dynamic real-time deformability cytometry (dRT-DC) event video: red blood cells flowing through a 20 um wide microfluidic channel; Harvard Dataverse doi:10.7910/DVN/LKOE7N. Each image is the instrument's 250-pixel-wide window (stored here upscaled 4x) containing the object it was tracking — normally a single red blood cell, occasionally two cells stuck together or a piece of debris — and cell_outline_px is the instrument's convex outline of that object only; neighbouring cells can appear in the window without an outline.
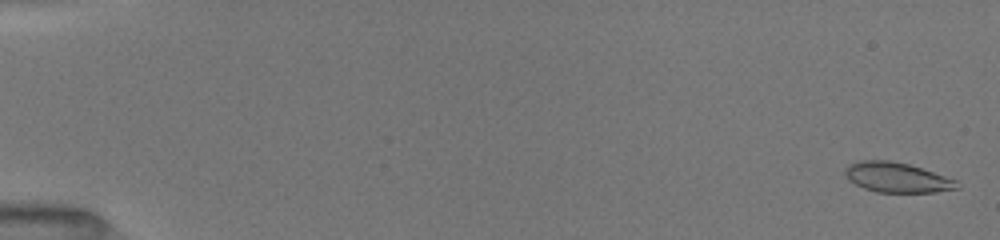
{"species": "common noctule bat (a hibernating species)", "species_latin": "Nyctalus noctula", "temperature_condition": "room temperature", "stored_images_in_passage": 42, "camera_frame_rate_fps": 3000, "um_per_image_px": 0.085, "animal": {"sex": "female", "body_mass_g": 19.5, "forearm_length_mm": 54.1}, "frame": {"image": 1, "passage_image": 3, "time_ms": 0.333, "image_size_px": [1000, 240], "cell_outline_px": [[960, 188], [936, 192], [876, 192], [864, 188], [848, 180], [844, 172], [844, 168], [848, 164], [860, 160], [888, 160], [908, 164], [956, 180]], "centroid_in_image_um": [76.19, 15.08], "position_along_channel_um": 8.8, "area_um2": 19.42}}
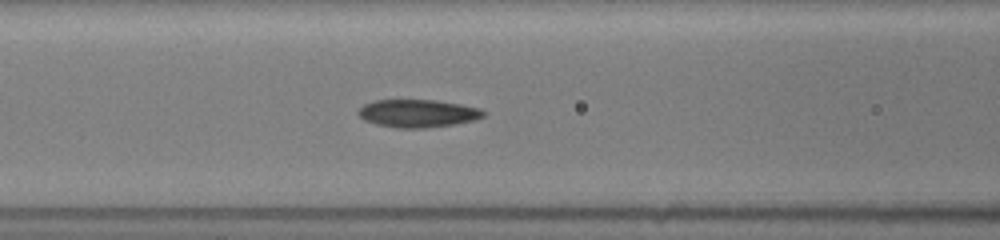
{"frame": {"image": 2, "passage_image": 29, "time_ms": 7.667, "image_size_px": [1000, 240], "cell_outline_px": [[488, 112], [484, 116], [476, 120], [456, 124], [424, 128], [396, 128], [376, 124], [364, 120], [356, 112], [364, 104], [376, 100], [436, 100], [460, 104], [480, 108]], "centroid_in_image_um": [35.55, 9.64], "position_along_channel_um": 131.1, "area_um2": 20.46}}
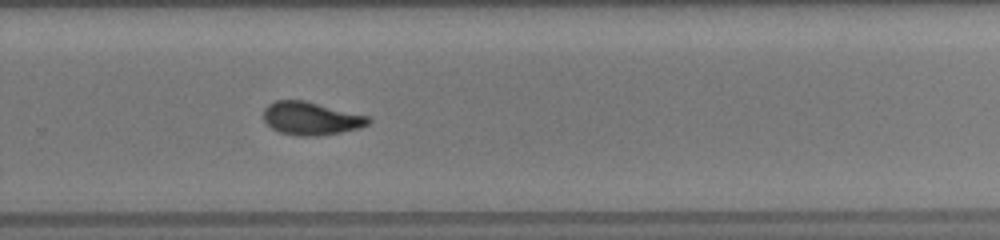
{"frame": {"image": 3, "passage_image": 42, "time_ms": 12.0, "image_size_px": [1000, 240], "cell_outline_px": [[372, 120], [368, 124], [360, 128], [340, 132], [316, 136], [300, 136], [280, 132], [272, 128], [264, 120], [264, 108], [268, 104], [276, 100], [304, 100], [372, 116]], "centroid_in_image_um": [26.48, 10.05], "position_along_channel_um": 303.3, "area_um2": 20.35}}